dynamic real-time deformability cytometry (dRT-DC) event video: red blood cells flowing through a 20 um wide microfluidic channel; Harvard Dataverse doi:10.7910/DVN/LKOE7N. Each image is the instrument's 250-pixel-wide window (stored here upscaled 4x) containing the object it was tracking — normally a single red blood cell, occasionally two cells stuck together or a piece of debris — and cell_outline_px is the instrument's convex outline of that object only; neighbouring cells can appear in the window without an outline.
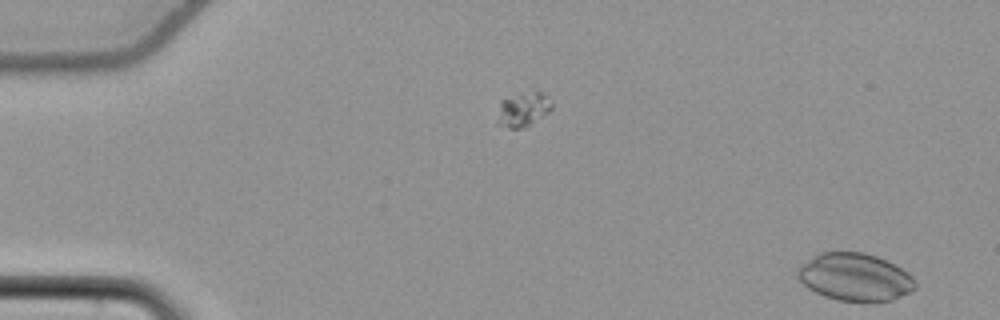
{"species": "common noctule bat (a hibernating species)", "species_latin": "Nyctalus noctula", "temperature_condition": "cold", "stored_images_in_passage": 54, "camera_frame_rate_fps": 3000, "um_per_image_px": 0.085, "animal": {"sex": "female", "body_mass_g": 22.7, "forearm_length_mm": 54.2}, "frame": {"image": 1, "passage_image": 1, "time_ms": 0.0, "image_size_px": [1000, 320], "cell_outline_px": [[916, 288], [912, 292], [892, 300], [836, 300], [824, 296], [808, 288], [796, 276], [796, 268], [800, 264], [812, 256], [820, 252], [864, 252], [876, 256], [908, 272], [916, 280]], "centroid_in_image_um": [72.65, 23.53], "position_along_channel_um": 12.4, "area_um2": 32.54}}
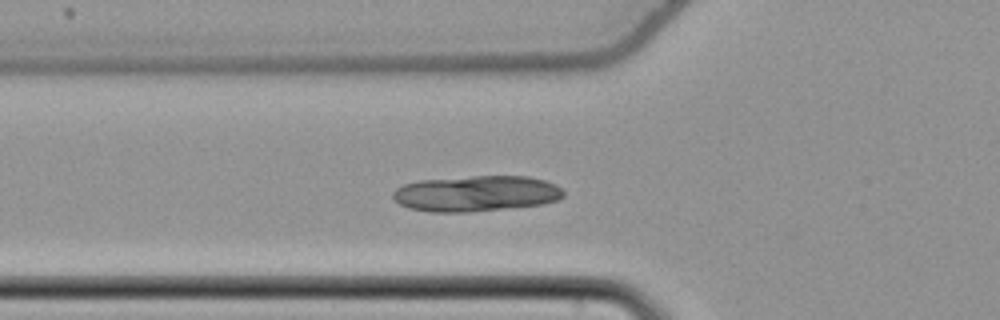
{"frame": {"image": 2, "passage_image": 19, "time_ms": 6.0, "image_size_px": [1000, 320], "cell_outline_px": [[564, 196], [560, 200], [544, 204], [468, 212], [432, 212], [408, 208], [392, 200], [392, 192], [396, 188], [404, 184], [420, 180], [472, 176], [528, 176], [544, 180], [556, 184], [564, 192]], "centroid_in_image_um": [40.47, 16.45], "position_along_channel_um": 85.3, "area_um2": 35.84}}
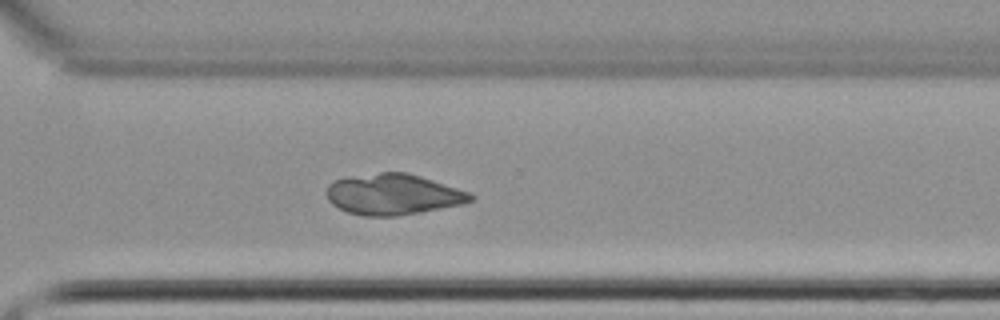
{"frame": {"image": 3, "passage_image": 39, "time_ms": 12.667, "image_size_px": [1000, 320], "cell_outline_px": [[476, 196], [472, 200], [464, 204], [420, 212], [396, 216], [364, 216], [348, 212], [332, 204], [328, 200], [328, 184], [332, 180], [344, 176], [380, 172], [408, 172], [468, 192]], "centroid_in_image_um": [33.39, 16.51], "position_along_channel_um": 337.2, "area_um2": 34.33}}